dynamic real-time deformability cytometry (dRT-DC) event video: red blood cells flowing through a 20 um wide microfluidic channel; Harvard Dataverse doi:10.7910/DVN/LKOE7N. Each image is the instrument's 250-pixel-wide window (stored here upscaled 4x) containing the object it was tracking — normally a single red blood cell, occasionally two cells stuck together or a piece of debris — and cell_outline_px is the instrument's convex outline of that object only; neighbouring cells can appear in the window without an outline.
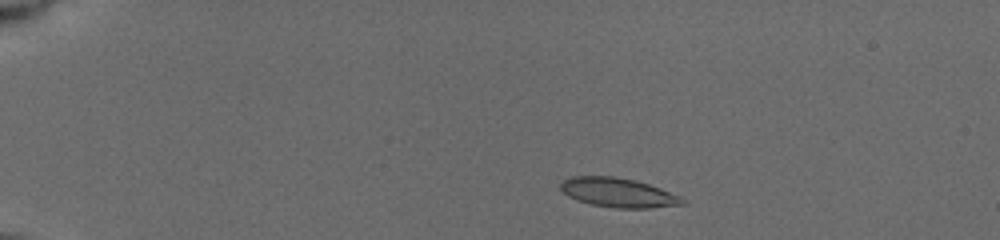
{"species": "common noctule bat (a hibernating species)", "species_latin": "Nyctalus noctula", "temperature_condition": "cold", "stored_images_in_passage": 53, "camera_frame_rate_fps": 3000, "um_per_image_px": 0.085, "animal": {"sex": "female", "body_mass_g": 19.5, "forearm_length_mm": 54.1}, "frame": {"image": 1, "passage_image": 1, "time_ms": 0.0, "image_size_px": [1000, 240], "cell_outline_px": [[688, 204], [652, 208], [616, 208], [592, 204], [576, 200], [568, 196], [560, 188], [560, 184], [564, 180], [572, 176], [616, 176], [636, 180], [660, 188], [680, 196]], "centroid_in_image_um": [52.57, 16.37], "position_along_channel_um": 32.4, "area_um2": 20.87}}
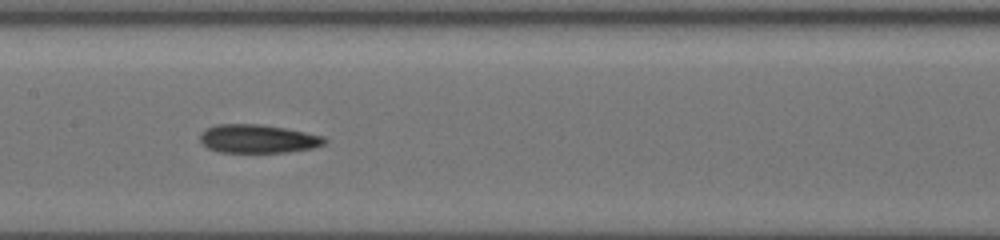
{"frame": {"image": 2, "passage_image": 29, "time_ms": 6.0, "image_size_px": [1000, 240], "cell_outline_px": [[328, 140], [324, 144], [312, 148], [284, 152], [220, 152], [208, 148], [200, 140], [200, 132], [216, 124], [260, 124], [284, 128], [324, 136]], "centroid_in_image_um": [21.91, 11.79], "position_along_channel_um": 185.5, "area_um2": 20.52}}
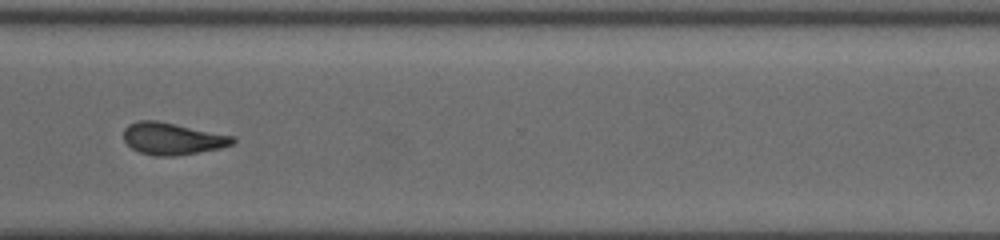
{"frame": {"image": 3, "passage_image": 52, "time_ms": 10.333, "image_size_px": [1000, 240], "cell_outline_px": [[236, 140], [232, 144], [220, 148], [172, 156], [156, 156], [140, 152], [132, 148], [124, 140], [124, 128], [128, 124], [140, 120], [156, 120], [236, 136]], "centroid_in_image_um": [14.65, 11.77], "position_along_channel_um": 355.9, "area_um2": 20.23}}